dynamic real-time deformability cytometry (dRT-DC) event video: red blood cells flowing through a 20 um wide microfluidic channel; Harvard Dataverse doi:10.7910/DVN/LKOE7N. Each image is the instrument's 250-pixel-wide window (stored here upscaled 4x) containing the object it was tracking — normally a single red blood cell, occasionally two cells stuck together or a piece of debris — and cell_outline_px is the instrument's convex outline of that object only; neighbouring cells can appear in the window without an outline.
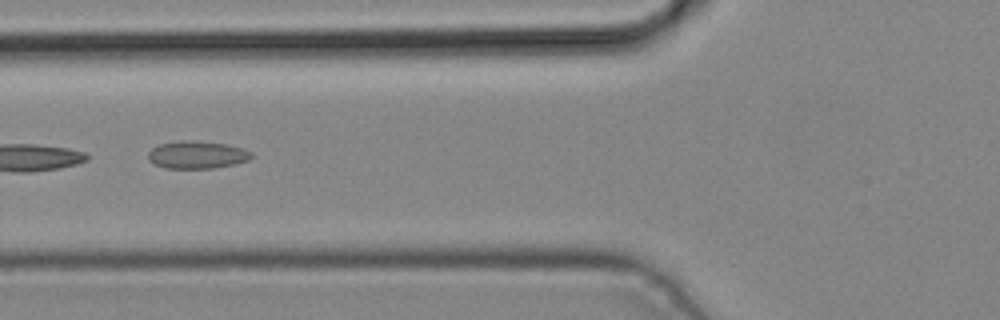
{"species": "common noctule bat (a hibernating species)", "species_latin": "Nyctalus noctula", "temperature_condition": "cold", "stored_images_in_passage": 8, "camera_frame_rate_fps": 3000, "um_per_image_px": 0.085, "animal": {"sex": "male", "body_mass_g": 19.2, "forearm_length_mm": 51.8}, "frame": {"image": 1, "passage_image": 7, "time_ms": 2.0, "image_size_px": [1000, 320], "cell_outline_px": [[252, 156], [248, 160], [236, 164], [216, 168], [164, 168], [152, 164], [148, 160], [148, 152], [152, 148], [160, 144], [180, 140], [184, 140], [228, 144], [244, 148], [252, 152]], "centroid_in_image_um": [16.74, 13.17], "position_along_channel_um": 109.1, "area_um2": 16.76}}
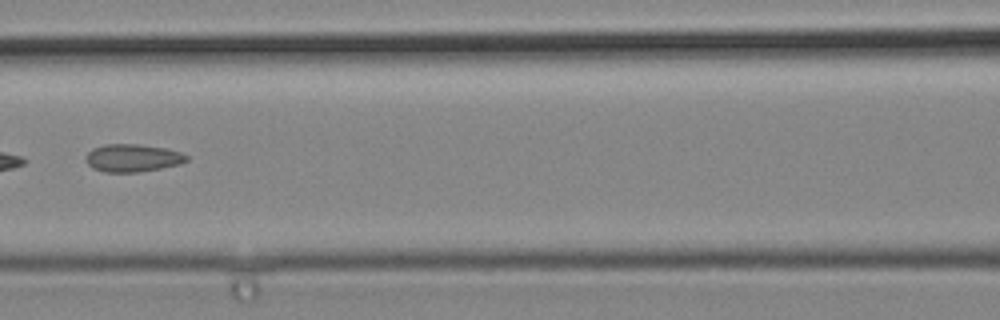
{"frame": {"image": 2, "passage_image": 8, "time_ms": 2.333, "image_size_px": [1000, 320], "cell_outline_px": [[188, 160], [180, 164], [160, 168], [136, 172], [104, 172], [92, 168], [88, 164], [88, 152], [92, 148], [104, 144], [140, 144], [164, 148], [180, 152], [188, 156]], "centroid_in_image_um": [11.28, 13.42], "position_along_channel_um": 155.3, "area_um2": 16.13}}